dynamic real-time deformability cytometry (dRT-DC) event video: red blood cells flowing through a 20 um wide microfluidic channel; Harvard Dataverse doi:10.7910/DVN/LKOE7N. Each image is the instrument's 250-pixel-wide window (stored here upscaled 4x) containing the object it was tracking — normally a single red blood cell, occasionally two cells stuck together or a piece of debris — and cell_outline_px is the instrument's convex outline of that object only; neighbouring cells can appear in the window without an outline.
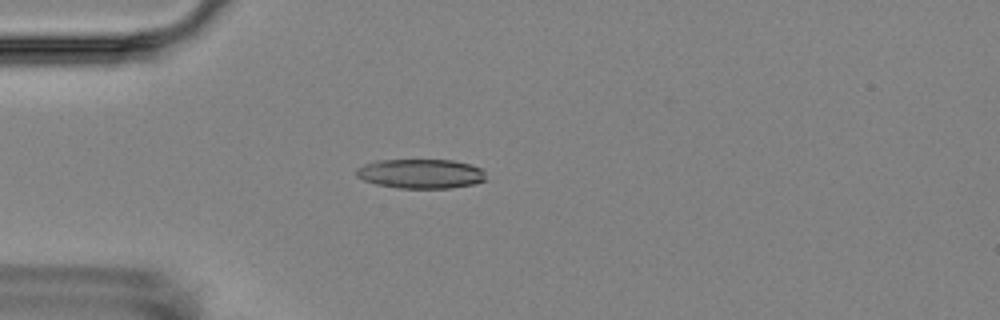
{"species": "Egyptian fruit bat (a non-hibernating species)", "species_latin": "Rousettus aegyptiacus", "temperature_condition": "room temperature", "stored_images_in_passage": 5, "camera_frame_rate_fps": 3000, "um_per_image_px": 0.085, "animal": {"sex": "female"}, "frame": {"image": 1, "passage_image": 5, "time_ms": 4.333, "image_size_px": [1000, 320], "cell_outline_px": [[488, 180], [472, 184], [452, 188], [400, 188], [376, 184], [364, 180], [356, 176], [356, 168], [364, 164], [376, 160], [452, 160], [468, 164], [480, 168], [484, 172]], "centroid_in_image_um": [35.76, 14.76], "position_along_channel_um": 49.2, "area_um2": 22.25}}